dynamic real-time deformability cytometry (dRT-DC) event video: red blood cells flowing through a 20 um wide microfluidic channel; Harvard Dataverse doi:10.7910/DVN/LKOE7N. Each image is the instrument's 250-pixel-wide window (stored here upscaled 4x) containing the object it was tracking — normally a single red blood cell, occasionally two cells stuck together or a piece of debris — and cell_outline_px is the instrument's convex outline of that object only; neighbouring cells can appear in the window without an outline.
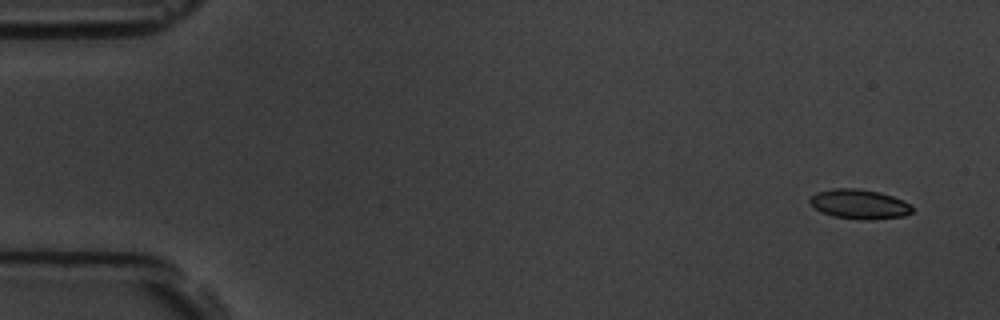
{"species": "common noctule bat (a hibernating species)", "species_latin": "Nyctalus noctula", "temperature_condition": "room temperature", "stored_images_in_passage": 4, "camera_frame_rate_fps": 3000, "um_per_image_px": 0.085, "animal": {"sex": "male", "body_mass_g": 19.5, "forearm_length_mm": 54.6}, "frame": {"image": 1, "passage_image": 1, "time_ms": 0.0, "image_size_px": [1000, 320], "cell_outline_px": [[912, 212], [904, 216], [864, 220], [832, 216], [820, 212], [808, 200], [816, 192], [832, 188], [856, 188], [880, 192], [892, 196], [912, 204]], "centroid_in_image_um": [73.04, 17.34], "position_along_channel_um": 12.0, "area_um2": 17.63}}